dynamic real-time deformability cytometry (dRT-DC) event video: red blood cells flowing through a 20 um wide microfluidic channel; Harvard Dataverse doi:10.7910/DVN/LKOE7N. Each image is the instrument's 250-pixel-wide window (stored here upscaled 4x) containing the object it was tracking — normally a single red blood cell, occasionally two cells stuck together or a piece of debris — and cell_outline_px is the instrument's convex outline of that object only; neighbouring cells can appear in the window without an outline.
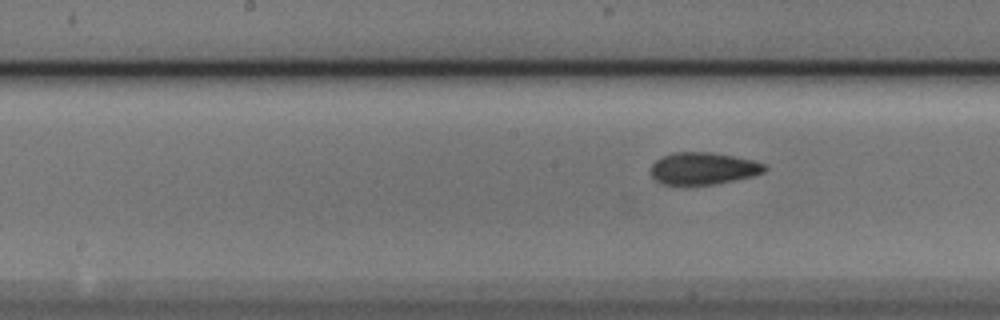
{"species": "Egyptian fruit bat (a non-hibernating species)", "species_latin": "Rousettus aegyptiacus", "temperature_condition": "cold", "stored_images_in_passage": 8, "segment_of_instrument_passage": [2, 2], "camera_frame_rate_fps": 3000, "um_per_image_px": 0.085, "animal": {"sex": "male"}, "frame": {"image": 1, "passage_image": 8, "time_ms": 2.333, "image_size_px": [1000, 320], "cell_outline_px": [[768, 168], [764, 172], [752, 176], [716, 184], [664, 184], [656, 180], [648, 172], [652, 164], [656, 160], [664, 156], [676, 152], [708, 152], [732, 156], [752, 160], [764, 164]], "centroid_in_image_um": [59.75, 14.32], "position_along_channel_um": 188.4, "area_um2": 21.1}}